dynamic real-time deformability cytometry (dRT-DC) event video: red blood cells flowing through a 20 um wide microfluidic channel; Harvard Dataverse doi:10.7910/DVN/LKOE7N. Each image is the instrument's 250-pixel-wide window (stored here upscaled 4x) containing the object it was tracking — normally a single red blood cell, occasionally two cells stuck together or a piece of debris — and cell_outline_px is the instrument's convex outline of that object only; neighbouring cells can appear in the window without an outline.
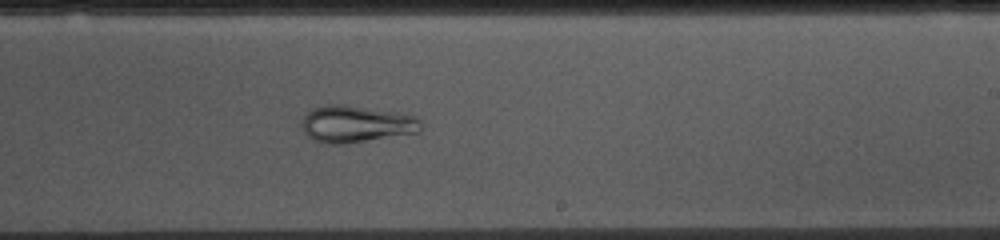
{"species": "common noctule bat (a hibernating species)", "species_latin": "Nyctalus noctula", "temperature_condition": "cold", "stored_images_in_passage": 54, "camera_frame_rate_fps": 3000, "um_per_image_px": 0.085, "animal": {"sex": "female", "body_mass_g": 10.0, "forearm_length_mm": 53.1}, "frame": {"image": 1, "passage_image": 31, "time_ms": 10.0, "image_size_px": [1000, 240], "cell_outline_px": [[420, 132], [344, 144], [324, 144], [312, 140], [304, 132], [300, 124], [308, 108], [328, 104], [344, 104], [408, 112], [416, 116], [420, 120]], "centroid_in_image_um": [30.26, 10.51], "position_along_channel_um": 258.7, "area_um2": 26.47}}
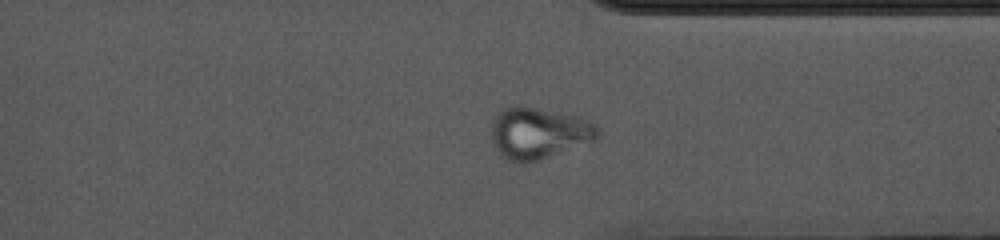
{"frame": {"image": 2, "passage_image": 40, "time_ms": 13.0, "image_size_px": [1000, 240], "cell_outline_px": [[596, 140], [524, 164], [516, 164], [508, 160], [496, 148], [492, 140], [492, 120], [496, 112], [508, 104], [520, 104], [576, 116], [588, 120], [596, 124]], "centroid_in_image_um": [45.71, 11.28], "position_along_channel_um": 365.7, "area_um2": 31.91}}
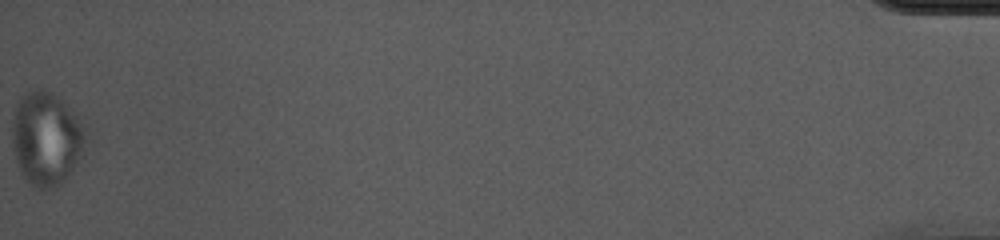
{"frame": {"image": 3, "passage_image": 54, "time_ms": 17.667, "image_size_px": [1000, 240], "cell_outline_px": [[84, 156], [64, 180], [60, 184], [48, 188], [40, 188], [32, 184], [24, 176], [16, 160], [12, 144], [12, 120], [20, 96], [24, 92], [36, 88], [40, 88], [56, 96], [64, 104], [80, 124], [84, 132]], "centroid_in_image_um": [3.9, 11.78], "position_along_channel_um": 431.3, "area_um2": 39.19}}